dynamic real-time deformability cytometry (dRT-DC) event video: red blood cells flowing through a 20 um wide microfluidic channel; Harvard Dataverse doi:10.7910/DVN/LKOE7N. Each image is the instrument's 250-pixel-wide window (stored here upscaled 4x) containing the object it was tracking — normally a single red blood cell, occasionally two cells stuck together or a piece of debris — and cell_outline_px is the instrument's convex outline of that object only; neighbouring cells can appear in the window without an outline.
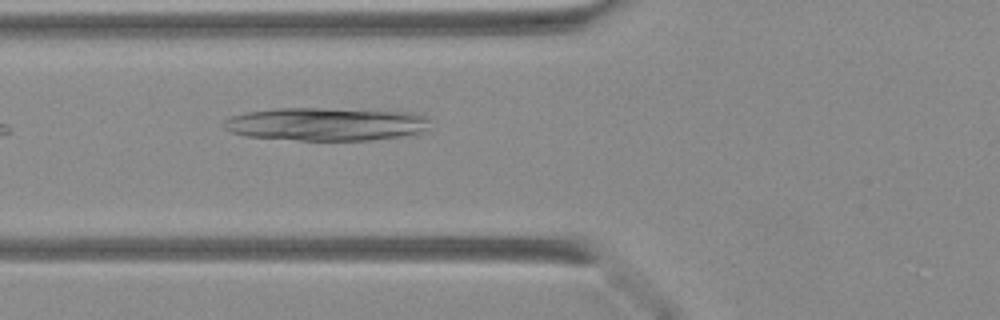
{"species": "Egyptian fruit bat (a non-hibernating species)", "species_latin": "Rousettus aegyptiacus", "temperature_condition": "warm", "stored_images_in_passage": 26, "camera_frame_rate_fps": 3000, "um_per_image_px": 0.085, "animal": {"sex": "female"}, "frame": {"image": 1, "passage_image": 4, "time_ms": 1.0, "image_size_px": [1000, 320], "cell_outline_px": [[428, 120], [424, 128], [420, 132], [404, 136], [372, 140], [300, 140], [244, 136], [232, 132], [224, 128], [220, 124], [224, 120], [232, 116], [244, 112], [276, 108], [324, 108], [412, 112], [424, 116]], "centroid_in_image_um": [27.63, 10.54], "position_along_channel_um": 98.2, "area_um2": 39.82}}
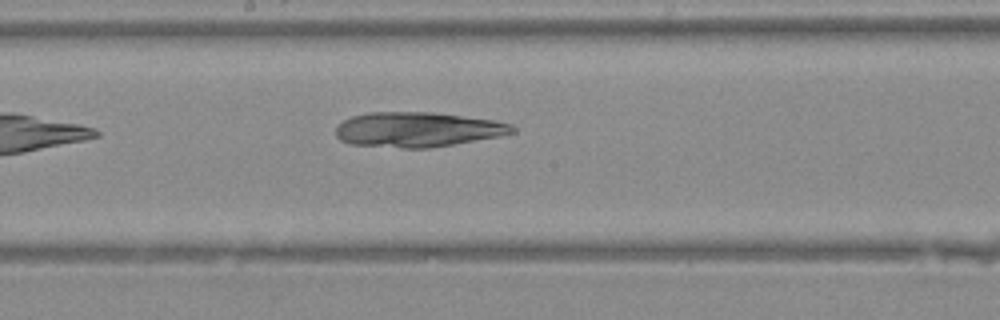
{"frame": {"image": 2, "passage_image": 11, "time_ms": 3.333, "image_size_px": [1000, 320], "cell_outline_px": [[516, 132], [496, 136], [452, 144], [428, 148], [400, 148], [348, 144], [340, 140], [336, 136], [336, 124], [352, 116], [368, 112], [432, 112], [496, 120], [512, 124], [516, 128]], "centroid_in_image_um": [35.44, 11.0], "position_along_channel_um": 212.8, "area_um2": 35.95}}
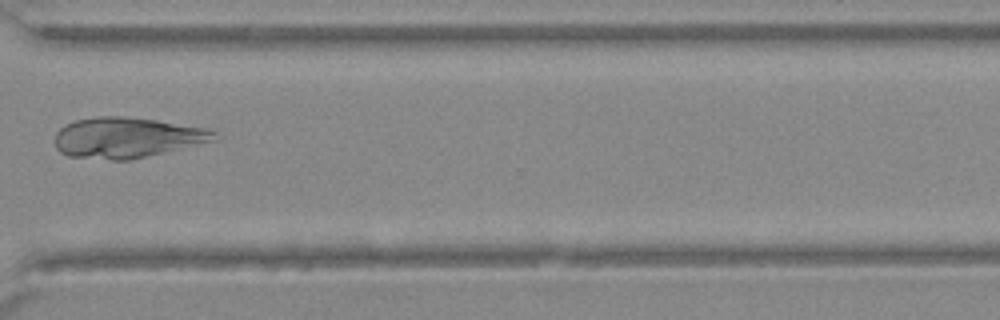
{"frame": {"image": 3, "passage_image": 20, "time_ms": 6.333, "image_size_px": [1000, 320], "cell_outline_px": [[220, 140], [128, 160], [112, 160], [68, 156], [60, 152], [56, 148], [56, 132], [64, 124], [76, 120], [96, 116], [124, 116], [156, 120], [208, 128], [216, 132]], "centroid_in_image_um": [10.82, 11.69], "position_along_channel_um": 359.8, "area_um2": 37.86}}